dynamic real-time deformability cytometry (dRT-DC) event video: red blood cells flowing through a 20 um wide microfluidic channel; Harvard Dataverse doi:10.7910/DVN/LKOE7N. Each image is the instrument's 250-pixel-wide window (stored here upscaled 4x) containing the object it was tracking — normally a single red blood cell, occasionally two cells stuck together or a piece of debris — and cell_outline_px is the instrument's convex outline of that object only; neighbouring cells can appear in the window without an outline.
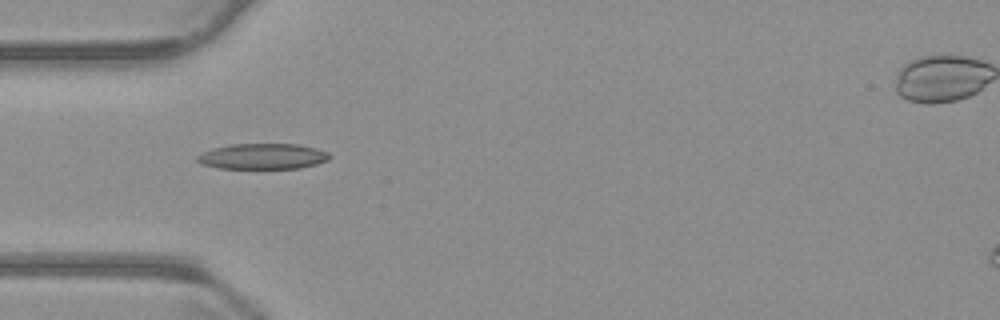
{"species": "common noctule bat (a hibernating species)", "species_latin": "Nyctalus noctula", "temperature_condition": "warm", "stored_images_in_passage": 39, "camera_frame_rate_fps": 3000, "um_per_image_px": 0.085, "animal": {"sex": "male", "body_mass_g": 23.1, "forearm_length_mm": 52.7}, "frame": {"image": 1, "passage_image": 1, "time_ms": 0.0, "image_size_px": [1000, 320], "cell_outline_px": [[332, 156], [328, 160], [316, 164], [300, 168], [216, 168], [200, 164], [196, 160], [196, 156], [212, 148], [232, 144], [296, 144], [316, 148], [328, 152]], "centroid_in_image_um": [22.32, 13.29], "position_along_channel_um": 62.7, "area_um2": 19.83}}
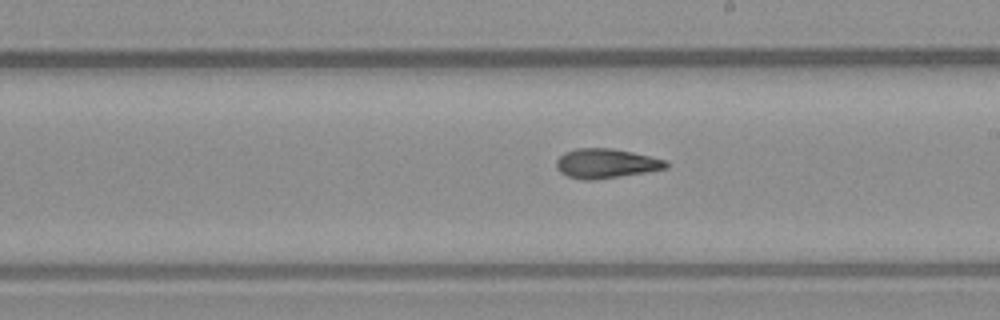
{"frame": {"image": 2, "passage_image": 15, "time_ms": 4.667, "image_size_px": [1000, 320], "cell_outline_px": [[668, 168], [644, 172], [592, 180], [584, 180], [568, 176], [560, 172], [556, 168], [556, 160], [564, 152], [576, 148], [612, 148], [632, 152], [668, 160]], "centroid_in_image_um": [51.5, 13.88], "position_along_channel_um": 237.5, "area_um2": 18.79}}
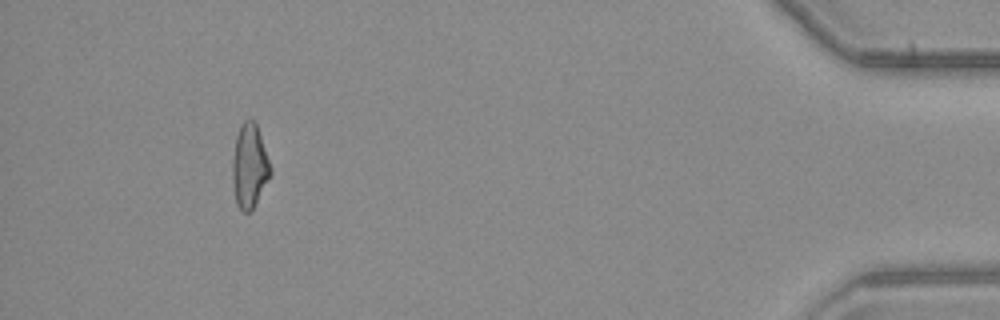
{"frame": {"image": 3, "passage_image": 35, "time_ms": 11.333, "image_size_px": [1000, 320], "cell_outline_px": [[272, 172], [252, 212], [244, 212], [236, 204], [232, 180], [232, 160], [236, 136], [240, 124], [244, 120], [252, 120], [256, 124], [272, 168]], "centroid_in_image_um": [21.2, 14.14], "position_along_channel_um": 414.0, "area_um2": 18.67}, "authors_computed_cell_mechanics": {"area_um2": 18.5538, "velocity_mm_per_s": 3.7387, "shape_relaxation_time_tau1_ms": null, "shape_relaxation_time_tau2_ms": 3.1442, "deformation_change_tau1": null, "deformation_change_tau2": 0.1244}}